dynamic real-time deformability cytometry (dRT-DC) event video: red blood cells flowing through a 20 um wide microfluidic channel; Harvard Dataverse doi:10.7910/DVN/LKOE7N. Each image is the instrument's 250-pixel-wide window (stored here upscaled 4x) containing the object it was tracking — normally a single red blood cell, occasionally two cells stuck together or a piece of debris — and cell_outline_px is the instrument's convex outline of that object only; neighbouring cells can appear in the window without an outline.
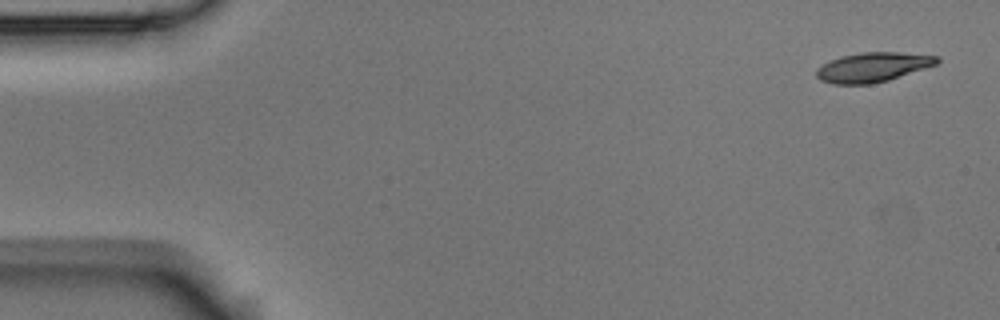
{"species": "Egyptian fruit bat (a non-hibernating species)", "species_latin": "Rousettus aegyptiacus", "temperature_condition": "room temperature", "stored_images_in_passage": 55, "camera_frame_rate_fps": 3000, "um_per_image_px": 0.085, "animal": {"sex": "male"}, "frame": {"image": 1, "passage_image": 1, "time_ms": 0.0, "image_size_px": [1000, 320], "cell_outline_px": [[940, 60], [936, 64], [888, 80], [872, 84], [832, 84], [820, 80], [816, 76], [816, 68], [840, 56], [860, 52], [896, 52], [940, 56]], "centroid_in_image_um": [74.16, 5.71], "position_along_channel_um": 10.8, "area_um2": 20.63}}
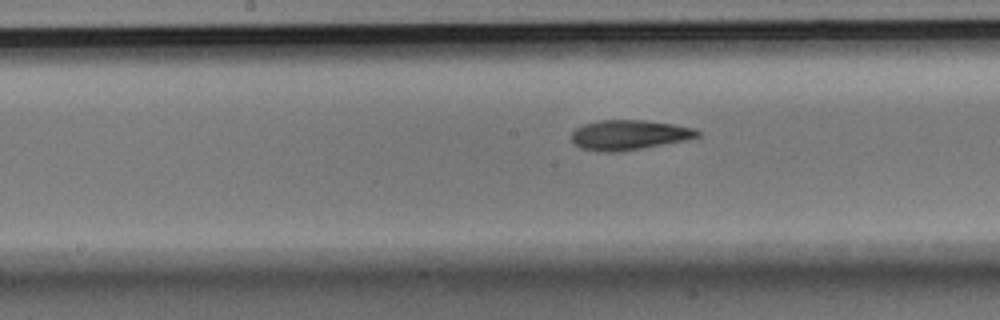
{"frame": {"image": 2, "passage_image": 27, "time_ms": 8.667, "image_size_px": [1000, 320], "cell_outline_px": [[700, 136], [684, 140], [640, 148], [616, 152], [600, 152], [580, 148], [572, 144], [572, 132], [576, 128], [584, 124], [600, 120], [644, 120], [672, 124], [696, 128], [700, 132]], "centroid_in_image_um": [53.43, 11.46], "position_along_channel_um": 194.8, "area_um2": 21.85}}
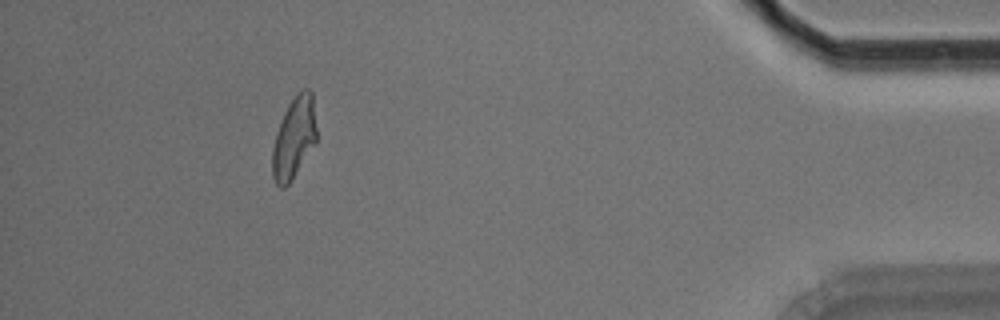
{"frame": {"image": 3, "passage_image": 50, "time_ms": 16.333, "image_size_px": [1000, 320], "cell_outline_px": [[316, 140], [288, 184], [284, 188], [280, 188], [276, 184], [272, 176], [272, 148], [276, 132], [284, 112], [288, 104], [296, 92], [304, 88], [308, 88], [312, 92], [316, 128]], "centroid_in_image_um": [24.96, 11.67], "position_along_channel_um": 410.2, "area_um2": 20.75}, "authors_computed_cell_mechanics": {"area_um2": 21.5594, "velocity_mm_per_s": 3.5554, "shape_relaxation_time_tau1_ms": 5.9461, "shape_relaxation_time_tau2_ms": 2.4897, "deformation_change_tau1": 0.1909, "deformation_change_tau2": 0.1002}}